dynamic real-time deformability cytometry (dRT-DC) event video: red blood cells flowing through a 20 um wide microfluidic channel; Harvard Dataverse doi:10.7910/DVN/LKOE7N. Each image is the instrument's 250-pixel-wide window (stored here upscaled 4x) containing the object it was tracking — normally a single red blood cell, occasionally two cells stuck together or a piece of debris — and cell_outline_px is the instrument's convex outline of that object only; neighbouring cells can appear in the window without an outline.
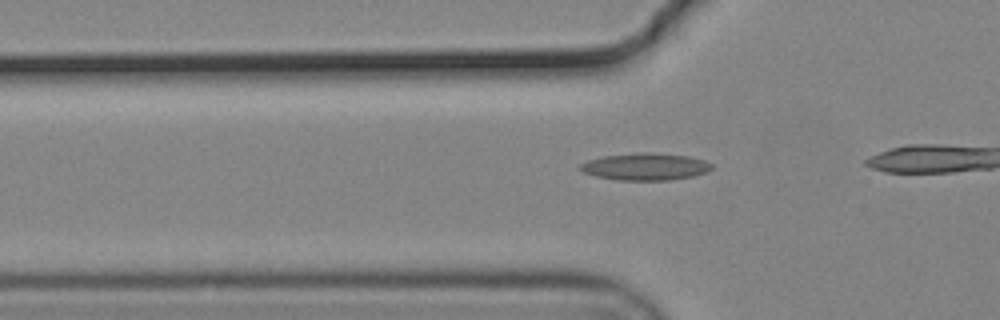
{"species": "common noctule bat (a hibernating species)", "species_latin": "Nyctalus noctula", "temperature_condition": "cold", "stored_images_in_passage": 38, "camera_frame_rate_fps": 3000, "um_per_image_px": 0.085, "animal": {"sex": "male", "body_mass_g": 19.2, "forearm_length_mm": 51.8}, "frame": {"image": 1, "passage_image": 13, "time_ms": 4.0, "image_size_px": [1000, 320], "cell_outline_px": [[712, 168], [704, 172], [692, 176], [668, 180], [616, 180], [596, 176], [584, 172], [580, 168], [580, 164], [588, 160], [604, 156], [640, 152], [652, 152], [688, 156], [704, 160], [712, 164]], "centroid_in_image_um": [54.84, 14.16], "position_along_channel_um": 71.0, "area_um2": 20.58}}
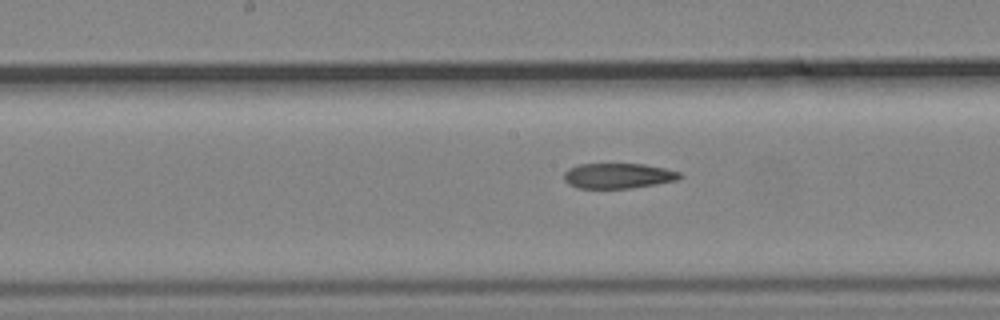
{"frame": {"image": 2, "passage_image": 23, "time_ms": 7.333, "image_size_px": [1000, 320], "cell_outline_px": [[684, 176], [676, 180], [656, 184], [632, 188], [576, 188], [568, 184], [564, 180], [564, 172], [568, 168], [580, 164], [644, 164], [664, 168], [680, 172]], "centroid_in_image_um": [52.53, 14.94], "position_along_channel_um": 195.7, "area_um2": 17.11}}
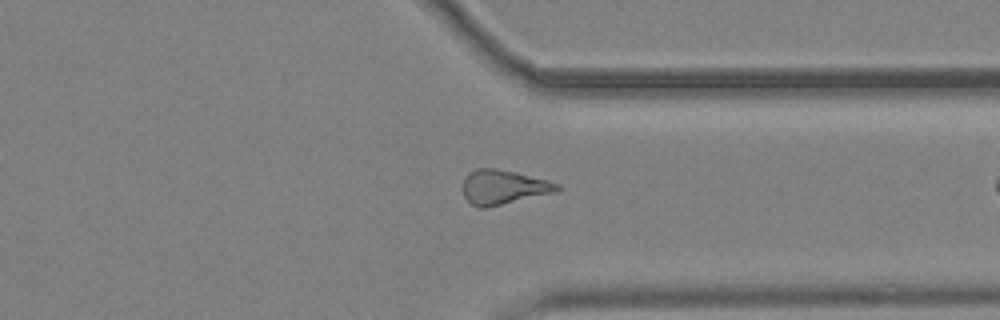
{"frame": {"image": 3, "passage_image": 37, "time_ms": 12.0, "image_size_px": [1000, 320], "cell_outline_px": [[560, 188], [556, 192], [484, 208], [480, 208], [472, 204], [464, 196], [464, 180], [476, 168], [496, 168], [516, 172], [548, 180], [560, 184]], "centroid_in_image_um": [42.83, 15.9], "position_along_channel_um": 368.6, "area_um2": 18.61}}